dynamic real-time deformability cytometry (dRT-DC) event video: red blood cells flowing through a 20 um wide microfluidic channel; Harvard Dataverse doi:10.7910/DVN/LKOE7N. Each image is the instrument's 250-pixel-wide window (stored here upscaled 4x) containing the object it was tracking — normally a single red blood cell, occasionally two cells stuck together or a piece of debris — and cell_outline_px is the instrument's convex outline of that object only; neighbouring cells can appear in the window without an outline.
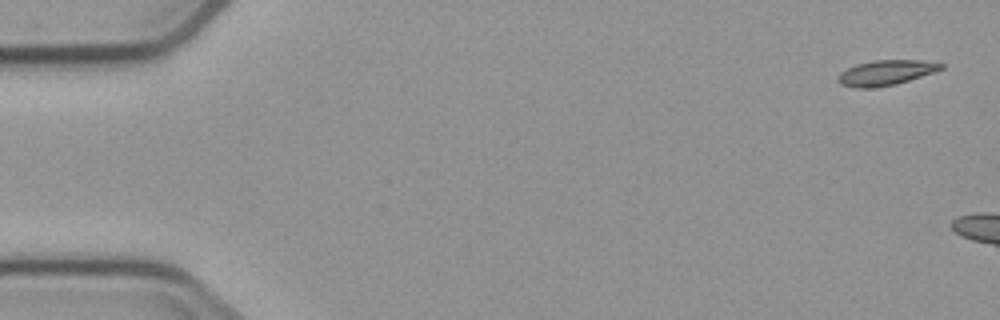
{"species": "common noctule bat (a hibernating species)", "species_latin": "Nyctalus noctula", "temperature_condition": "cold", "stored_images_in_passage": 5, "camera_frame_rate_fps": 3000, "um_per_image_px": 0.085, "animal": {"sex": "male", "body_mass_g": 23.1, "forearm_length_mm": 52.7}, "frame": {"image": 1, "passage_image": 1, "time_ms": 0.0, "image_size_px": [1000, 320], "cell_outline_px": [[944, 68], [936, 72], [896, 84], [868, 88], [856, 88], [840, 84], [836, 80], [836, 76], [840, 72], [856, 64], [872, 60], [920, 60], [944, 64]], "centroid_in_image_um": [75.28, 6.18], "position_along_channel_um": 9.7, "area_um2": 15.2}}